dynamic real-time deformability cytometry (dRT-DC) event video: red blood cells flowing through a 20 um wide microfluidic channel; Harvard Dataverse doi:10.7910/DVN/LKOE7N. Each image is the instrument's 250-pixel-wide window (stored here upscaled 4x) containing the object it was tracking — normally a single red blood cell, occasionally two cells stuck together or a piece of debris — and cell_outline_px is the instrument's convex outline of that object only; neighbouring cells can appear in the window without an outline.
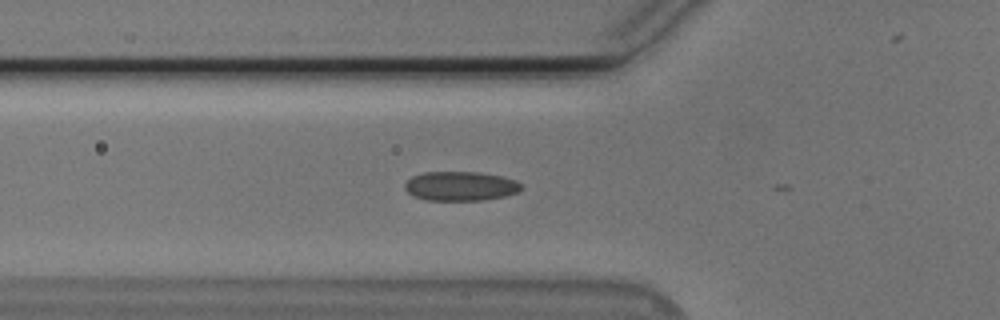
{"species": "Egyptian fruit bat (a non-hibernating species)", "species_latin": "Rousettus aegyptiacus", "temperature_condition": "cold", "stored_images_in_passage": 31, "camera_frame_rate_fps": 3000, "um_per_image_px": 0.085, "animal": {"sex": "male"}, "frame": {"image": 1, "passage_image": 10, "time_ms": 3.0, "image_size_px": [1000, 320], "cell_outline_px": [[524, 188], [516, 192], [504, 196], [484, 200], [424, 200], [412, 196], [404, 188], [404, 184], [412, 176], [424, 172], [480, 172], [500, 176], [516, 180], [524, 184]], "centroid_in_image_um": [39.15, 15.82], "position_along_channel_um": 86.7, "area_um2": 20.06}}
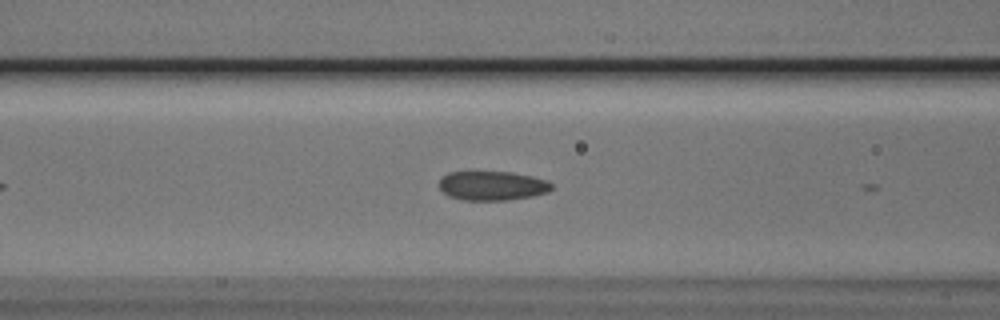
{"frame": {"image": 2, "passage_image": 13, "time_ms": 4.0, "image_size_px": [1000, 320], "cell_outline_px": [[552, 188], [548, 192], [532, 196], [508, 200], [464, 200], [448, 196], [440, 188], [440, 180], [448, 172], [512, 172], [532, 176], [548, 180], [552, 184]], "centroid_in_image_um": [41.87, 15.79], "position_along_channel_um": 124.7, "area_um2": 19.13}}
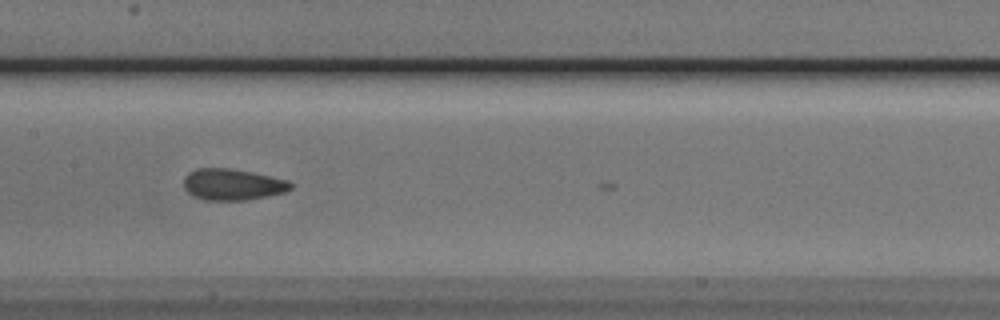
{"frame": {"image": 3, "passage_image": 18, "time_ms": 5.667, "image_size_px": [1000, 320], "cell_outline_px": [[292, 188], [284, 192], [244, 200], [204, 200], [192, 196], [184, 188], [184, 176], [188, 172], [196, 168], [228, 168], [252, 172], [288, 180], [292, 184]], "centroid_in_image_um": [19.72, 15.67], "position_along_channel_um": 187.7, "area_um2": 19.48}}